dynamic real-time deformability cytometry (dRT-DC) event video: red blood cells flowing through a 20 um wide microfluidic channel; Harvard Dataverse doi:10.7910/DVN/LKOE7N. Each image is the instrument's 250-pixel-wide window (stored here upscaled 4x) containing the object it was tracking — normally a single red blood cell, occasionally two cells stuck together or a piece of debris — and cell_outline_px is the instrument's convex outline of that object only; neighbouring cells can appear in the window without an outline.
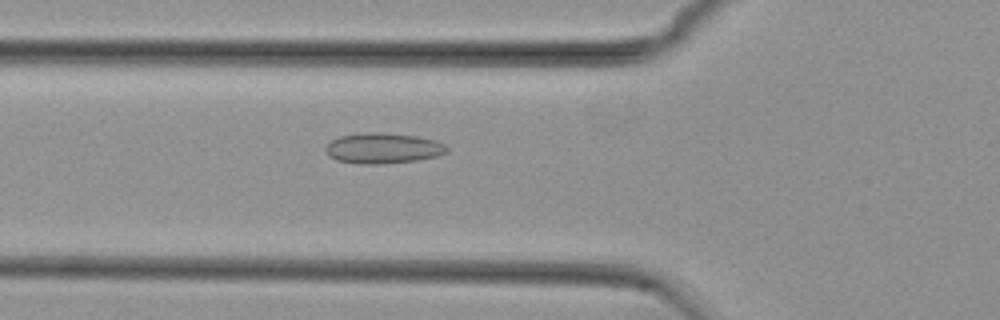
{"species": "common noctule bat (a hibernating species)", "species_latin": "Nyctalus noctula", "temperature_condition": "cold", "stored_images_in_passage": 47, "camera_frame_rate_fps": 3000, "um_per_image_px": 0.085, "animal": {"sex": "female", "body_mass_g": 29.2, "forearm_length_mm": 56.3}, "frame": {"image": 1, "passage_image": 12, "time_ms": 3.667, "image_size_px": [1000, 320], "cell_outline_px": [[448, 152], [436, 156], [416, 160], [380, 164], [360, 164], [336, 160], [328, 156], [324, 148], [332, 140], [340, 136], [364, 132], [380, 132], [416, 136], [436, 140], [444, 144], [448, 148]], "centroid_in_image_um": [32.54, 12.6], "position_along_channel_um": 93.3, "area_um2": 21.62}}
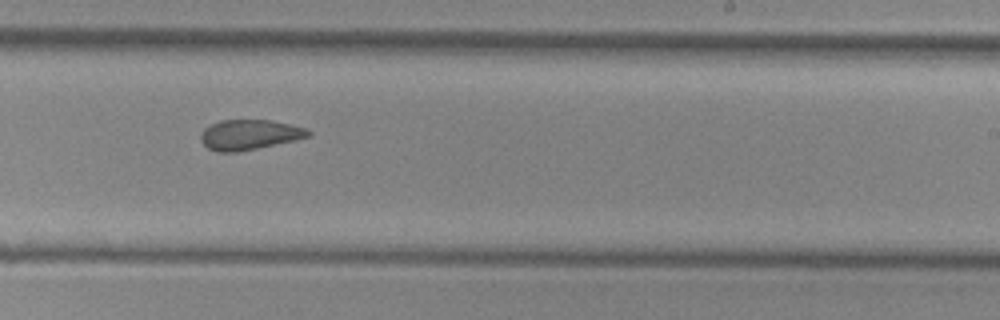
{"frame": {"image": 2, "passage_image": 26, "time_ms": 8.333, "image_size_px": [1000, 320], "cell_outline_px": [[312, 136], [296, 140], [236, 152], [216, 152], [208, 148], [200, 140], [200, 136], [204, 128], [220, 120], [268, 120], [288, 124], [304, 128], [312, 132]], "centroid_in_image_um": [21.19, 11.45], "position_along_channel_um": 267.8, "area_um2": 18.73}}
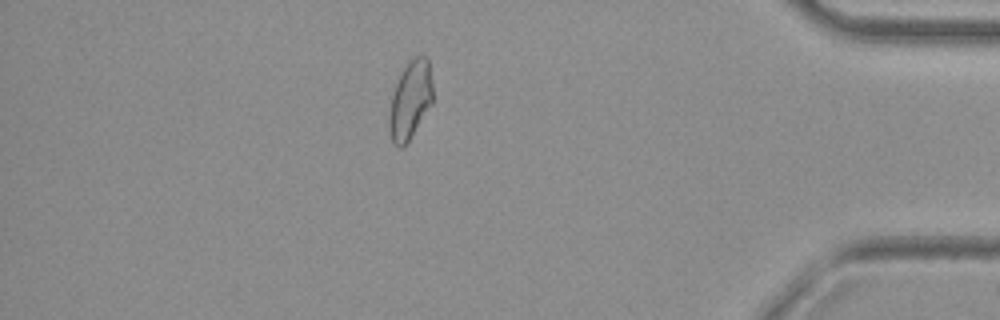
{"frame": {"image": 3, "passage_image": 40, "time_ms": 13.0, "image_size_px": [1000, 320], "cell_outline_px": [[432, 104], [408, 140], [400, 148], [392, 144], [388, 124], [388, 116], [392, 96], [396, 84], [408, 60], [412, 56], [420, 52], [428, 56], [432, 84]], "centroid_in_image_um": [34.87, 8.44], "position_along_channel_um": 400.3, "area_um2": 19.94}, "authors_computed_cell_mechanics": {"area_um2": 19.941, "velocity_mm_per_s": 3.7376, "shape_relaxation_time_tau1_ms": null, "shape_relaxation_time_tau2_ms": 3.3772, "deformation_change_tau1": null, "deformation_change_tau2": 0.0843}}